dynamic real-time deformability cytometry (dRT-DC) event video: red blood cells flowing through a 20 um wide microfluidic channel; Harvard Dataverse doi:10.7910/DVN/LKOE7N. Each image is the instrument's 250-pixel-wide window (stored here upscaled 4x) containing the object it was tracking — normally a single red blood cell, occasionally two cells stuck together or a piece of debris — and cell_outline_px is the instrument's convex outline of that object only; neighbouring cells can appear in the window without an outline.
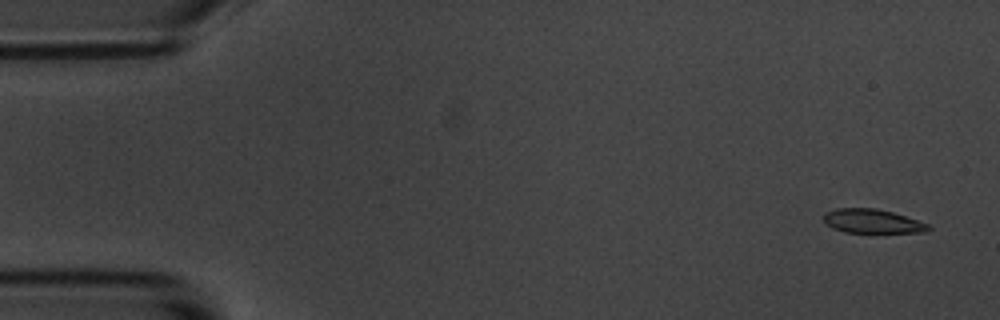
{"species": "common noctule bat (a hibernating species)", "species_latin": "Nyctalus noctula", "temperature_condition": "room temperature", "stored_images_in_passage": 5, "camera_frame_rate_fps": 3000, "um_per_image_px": 0.085, "animal": {"sex": "male", "body_mass_g": 20.1, "forearm_length_mm": 53.5}, "frame": {"image": 1, "passage_image": 1, "time_ms": 0.0, "image_size_px": [1000, 320], "cell_outline_px": [[932, 228], [924, 232], [844, 232], [832, 228], [824, 220], [824, 212], [836, 208], [876, 208], [892, 212], [928, 224]], "centroid_in_image_um": [74.11, 18.79], "position_along_channel_um": 10.9, "area_um2": 14.45}}
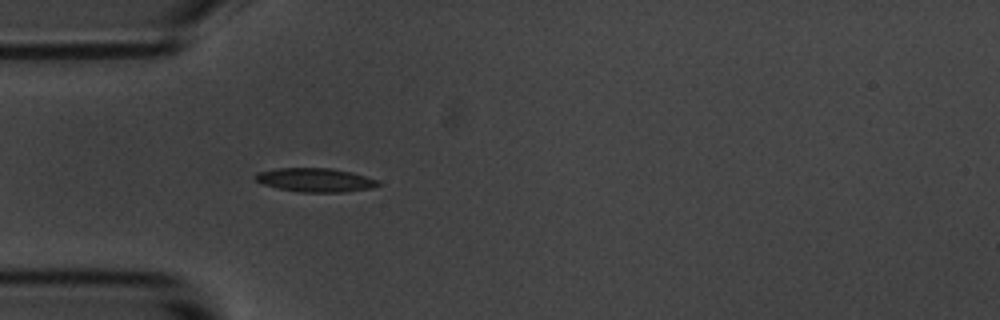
{"frame": {"image": 2, "passage_image": 5, "time_ms": 4.667, "image_size_px": [1000, 320], "cell_outline_px": [[380, 184], [372, 188], [344, 192], [300, 192], [280, 188], [264, 184], [256, 180], [252, 176], [256, 172], [276, 168], [332, 168], [352, 172], [380, 180]], "centroid_in_image_um": [26.81, 15.29], "position_along_channel_um": 58.2, "area_um2": 17.11}}